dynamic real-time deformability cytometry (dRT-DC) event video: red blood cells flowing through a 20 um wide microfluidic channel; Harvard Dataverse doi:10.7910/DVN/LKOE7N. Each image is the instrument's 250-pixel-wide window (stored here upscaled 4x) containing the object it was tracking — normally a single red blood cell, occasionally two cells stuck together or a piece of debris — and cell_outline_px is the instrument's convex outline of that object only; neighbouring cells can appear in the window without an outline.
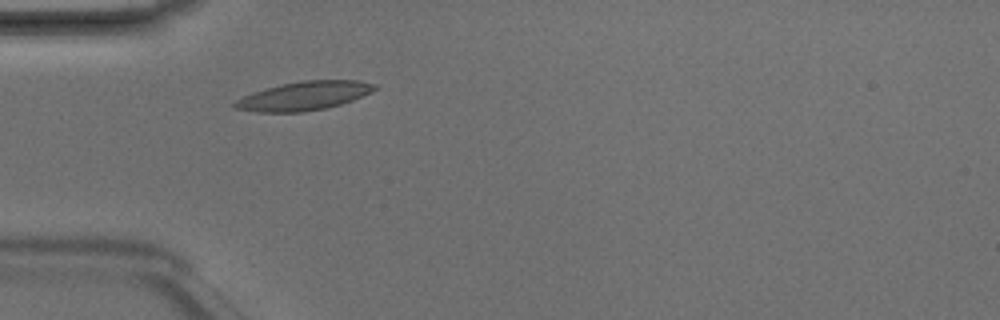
{"species": "Egyptian fruit bat (a non-hibernating species)", "species_latin": "Rousettus aegyptiacus", "temperature_condition": "room temperature", "stored_images_in_passage": 2, "camera_frame_rate_fps": 3000, "um_per_image_px": 0.085, "animal": {"sex": "male"}, "frame": {"image": 1, "passage_image": 2, "time_ms": 0.333, "image_size_px": [1000, 320], "cell_outline_px": [[376, 88], [372, 92], [352, 100], [340, 104], [324, 108], [304, 112], [256, 112], [232, 108], [232, 104], [236, 100], [252, 92], [284, 84], [304, 80], [360, 80], [376, 84]], "centroid_in_image_um": [25.83, 8.15], "position_along_channel_um": 59.2, "area_um2": 23.29}}